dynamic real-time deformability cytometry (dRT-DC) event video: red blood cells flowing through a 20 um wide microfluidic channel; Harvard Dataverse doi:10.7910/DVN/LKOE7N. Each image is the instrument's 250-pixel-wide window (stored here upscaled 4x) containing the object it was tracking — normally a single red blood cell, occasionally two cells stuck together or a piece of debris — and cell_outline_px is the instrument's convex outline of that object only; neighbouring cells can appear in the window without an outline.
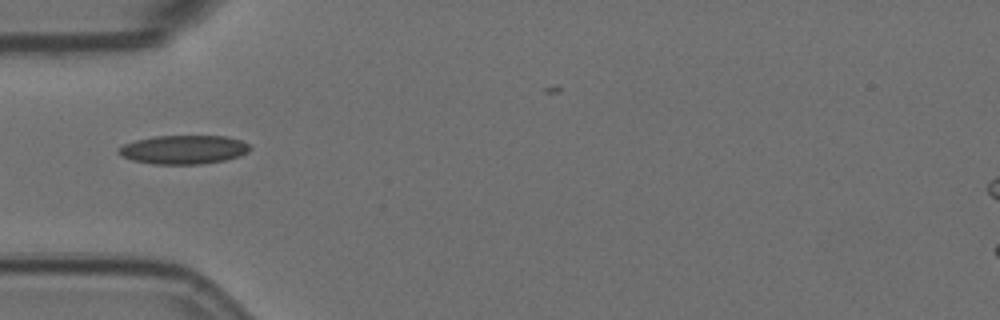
{"species": "Egyptian fruit bat (a non-hibernating species)", "species_latin": "Rousettus aegyptiacus", "temperature_condition": "room temperature", "stored_images_in_passage": 2, "camera_frame_rate_fps": 3000, "um_per_image_px": 0.085, "animal": {"sex": "female"}, "frame": {"image": 1, "passage_image": 2, "time_ms": 0.333, "image_size_px": [1000, 320], "cell_outline_px": [[252, 148], [248, 152], [240, 156], [224, 160], [200, 164], [152, 164], [132, 160], [116, 152], [124, 144], [136, 140], [152, 136], [228, 136], [252, 144]], "centroid_in_image_um": [15.66, 12.71], "position_along_channel_um": 69.3, "area_um2": 22.14}}